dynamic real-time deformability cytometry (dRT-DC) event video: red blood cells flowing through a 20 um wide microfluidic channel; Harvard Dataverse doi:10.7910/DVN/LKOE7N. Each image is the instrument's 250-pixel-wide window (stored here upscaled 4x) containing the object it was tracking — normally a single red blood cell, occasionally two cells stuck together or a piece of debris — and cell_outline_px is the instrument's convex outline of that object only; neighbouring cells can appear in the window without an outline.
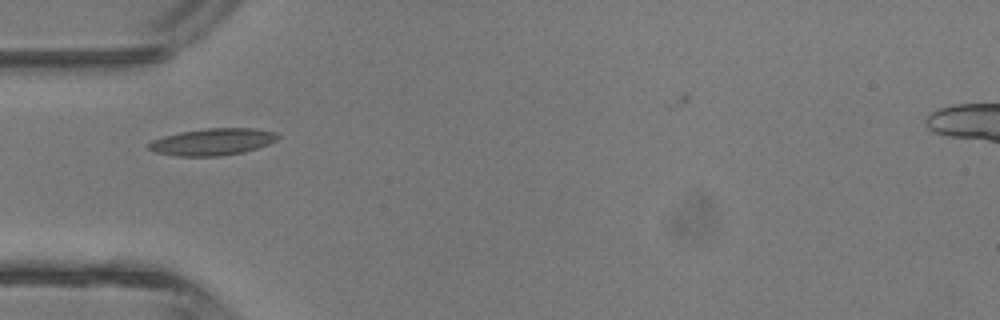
{"species": "common noctule bat (a hibernating species)", "species_latin": "Nyctalus noctula", "temperature_condition": "room temperature", "stored_images_in_passage": 1, "camera_frame_rate_fps": 3000, "um_per_image_px": 0.085, "animal": {"sex": "male", "body_mass_g": 13.3}, "frame": {"image": 1, "passage_image": 1, "time_ms": 0.0, "image_size_px": [1000, 320], "cell_outline_px": [[280, 136], [276, 140], [268, 144], [244, 152], [220, 156], [176, 156], [156, 152], [148, 148], [148, 144], [152, 140], [164, 136], [180, 132], [204, 128], [256, 128], [276, 132]], "centroid_in_image_um": [18.08, 12.05], "position_along_channel_um": 66.9, "area_um2": 20.23}}